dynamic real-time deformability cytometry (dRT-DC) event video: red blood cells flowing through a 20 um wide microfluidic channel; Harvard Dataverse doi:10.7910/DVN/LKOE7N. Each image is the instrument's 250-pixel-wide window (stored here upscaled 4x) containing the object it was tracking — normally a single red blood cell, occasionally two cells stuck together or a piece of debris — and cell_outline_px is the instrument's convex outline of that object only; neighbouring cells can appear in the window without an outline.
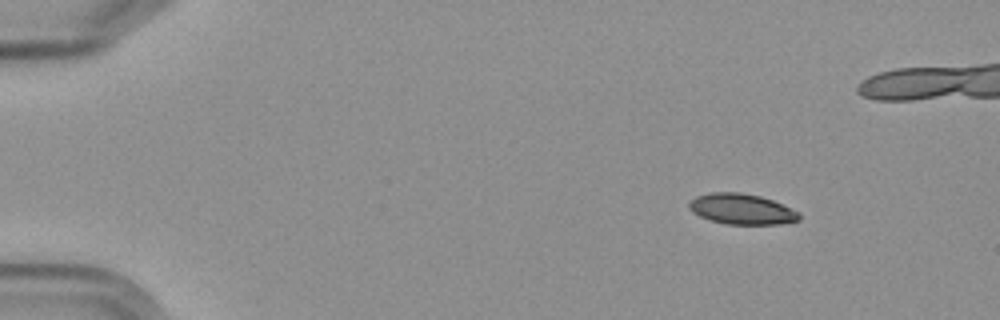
{"species": "Egyptian fruit bat (a non-hibernating species)", "species_latin": "Rousettus aegyptiacus", "temperature_condition": "cold", "stored_images_in_passage": 6, "camera_frame_rate_fps": 3000, "um_per_image_px": 0.085, "frame": {"image": 1, "passage_image": 1, "time_ms": 0.0, "image_size_px": [1000, 320], "cell_outline_px": [[800, 220], [780, 224], [724, 224], [700, 216], [692, 212], [688, 208], [688, 204], [696, 196], [712, 192], [740, 192], [760, 196], [772, 200], [800, 212]], "centroid_in_image_um": [63.05, 17.77], "position_along_channel_um": 22.0, "area_um2": 19.59}}
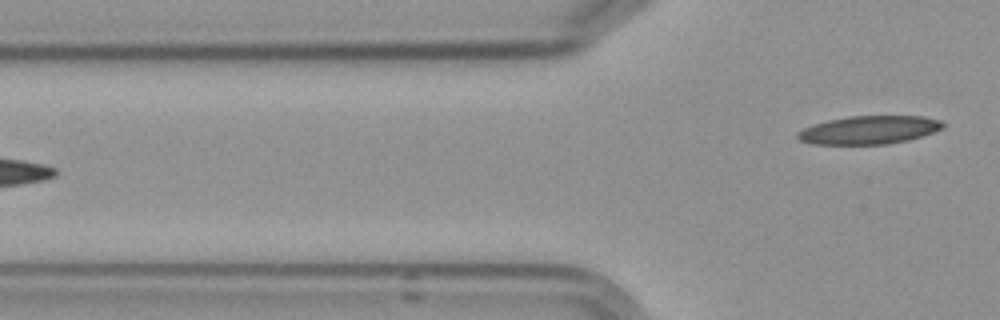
{"frame": {"image": 2, "passage_image": 6, "time_ms": 5.667, "image_size_px": [1000, 320], "cell_outline_px": [[944, 124], [940, 128], [932, 132], [908, 140], [888, 144], [812, 144], [800, 140], [796, 136], [796, 132], [812, 124], [828, 120], [848, 116], [920, 116], [940, 120]], "centroid_in_image_um": [73.8, 11.04], "position_along_channel_um": 52.0, "area_um2": 23.76}}